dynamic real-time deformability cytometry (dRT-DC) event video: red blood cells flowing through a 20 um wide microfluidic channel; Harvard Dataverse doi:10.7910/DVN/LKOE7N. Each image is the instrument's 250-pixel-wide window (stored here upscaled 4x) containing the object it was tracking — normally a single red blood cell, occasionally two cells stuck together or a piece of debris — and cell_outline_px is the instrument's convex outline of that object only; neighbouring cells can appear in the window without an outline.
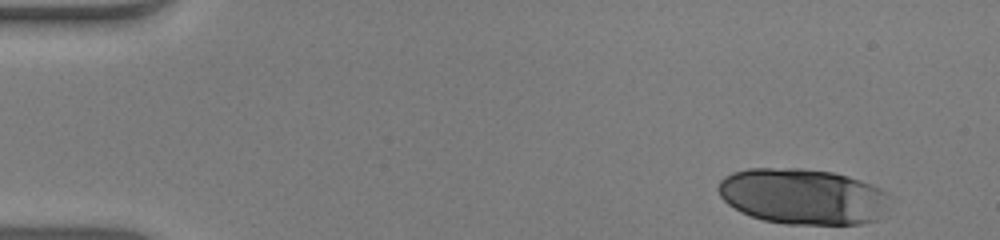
{"species": "human", "species_latin": "Homo sapiens", "temperature_condition": "warm", "stored_images_in_passage": 27, "camera_frame_rate_fps": 3000, "um_per_image_px": 0.085, "donor": {"sex": "male"}, "frame": {"image": 1, "passage_image": 1, "time_ms": 0.0, "image_size_px": [1000, 240], "cell_outline_px": [[892, 196], [876, 220], [860, 224], [784, 224], [764, 220], [740, 212], [728, 204], [720, 196], [716, 188], [720, 180], [724, 176], [732, 172], [748, 168], [800, 168], [832, 172], [848, 176], [872, 184], [888, 192]], "centroid_in_image_um": [68.21, 16.69], "position_along_channel_um": 16.8, "area_um2": 56.12}}
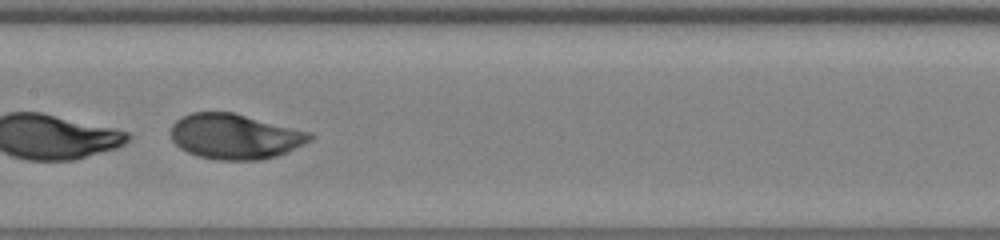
{"frame": {"image": 2, "passage_image": 24, "time_ms": 7.667, "image_size_px": [1000, 240], "cell_outline_px": [[316, 136], [312, 140], [288, 152], [276, 156], [260, 160], [216, 160], [200, 156], [188, 152], [180, 148], [172, 140], [172, 124], [180, 116], [192, 112], [232, 112], [312, 132]], "centroid_in_image_um": [20.0, 11.6], "position_along_channel_um": 187.4, "area_um2": 36.82}}